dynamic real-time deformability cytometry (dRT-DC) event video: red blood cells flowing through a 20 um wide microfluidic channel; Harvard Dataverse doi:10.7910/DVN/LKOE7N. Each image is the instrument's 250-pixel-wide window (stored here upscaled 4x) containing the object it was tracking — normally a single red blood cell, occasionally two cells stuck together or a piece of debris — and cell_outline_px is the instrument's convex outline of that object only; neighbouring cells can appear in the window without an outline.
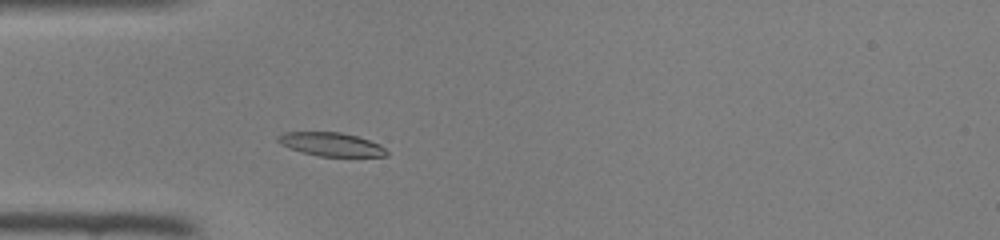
{"species": "common noctule bat (a hibernating species)", "species_latin": "Nyctalus noctula", "temperature_condition": "room temperature", "stored_images_in_passage": 40, "camera_frame_rate_fps": 3000, "um_per_image_px": 0.085, "animal": {"sex": "female", "body_mass_g": 22.0, "forearm_length_mm": 56.7}, "frame": {"image": 1, "passage_image": 7, "time_ms": 2.0, "image_size_px": [1000, 240], "cell_outline_px": [[388, 156], [320, 156], [300, 152], [280, 144], [276, 140], [276, 136], [284, 132], [340, 132], [356, 136], [380, 144], [388, 152]], "centroid_in_image_um": [28.11, 12.26], "position_along_channel_um": 56.9, "area_um2": 14.91}}
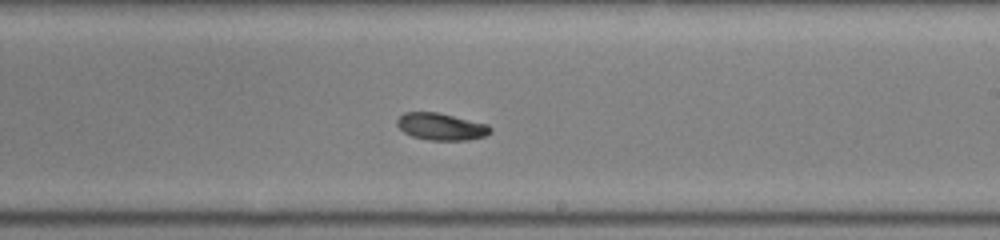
{"frame": {"image": 2, "passage_image": 21, "time_ms": 6.667, "image_size_px": [1000, 240], "cell_outline_px": [[492, 132], [484, 136], [468, 140], [428, 140], [412, 136], [404, 132], [396, 124], [396, 120], [404, 112], [436, 112], [488, 124], [492, 128]], "centroid_in_image_um": [37.5, 10.76], "position_along_channel_um": 251.5, "area_um2": 14.68}}
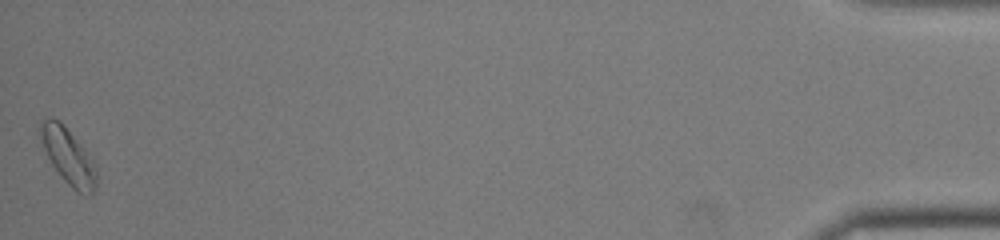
{"frame": {"image": 3, "passage_image": 40, "time_ms": 13.0, "image_size_px": [1000, 240], "cell_outline_px": [[96, 184], [92, 192], [88, 196], [84, 196], [76, 192], [64, 180], [52, 164], [44, 148], [40, 136], [40, 120], [48, 116], [60, 120], [92, 160], [96, 172]], "centroid_in_image_um": [5.77, 13.28], "position_along_channel_um": 429.4, "area_um2": 17.86}}